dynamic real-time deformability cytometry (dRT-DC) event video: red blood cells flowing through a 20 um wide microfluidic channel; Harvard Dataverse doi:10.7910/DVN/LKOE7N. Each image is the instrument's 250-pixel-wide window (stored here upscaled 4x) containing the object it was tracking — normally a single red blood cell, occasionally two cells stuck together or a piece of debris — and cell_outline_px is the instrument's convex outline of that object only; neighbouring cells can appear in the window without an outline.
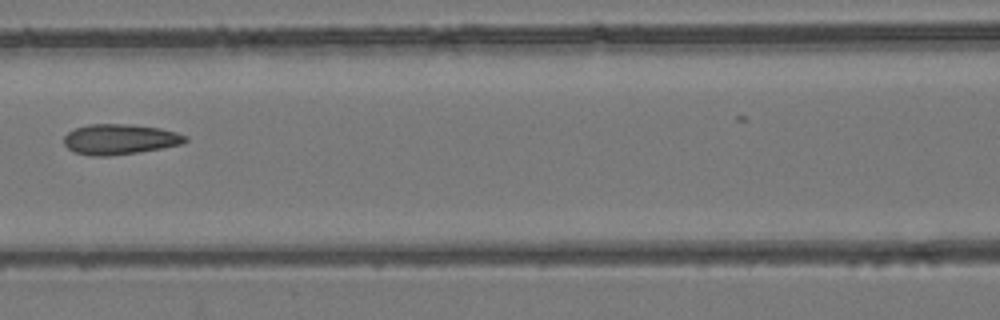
{"species": "common noctule bat (a hibernating species)", "species_latin": "Nyctalus noctula", "temperature_condition": "room temperature", "stored_images_in_passage": 6, "camera_frame_rate_fps": 3000, "um_per_image_px": 0.085, "animal": {"sex": "female", "body_mass_g": 24.6, "forearm_length_mm": 56.2}, "frame": {"image": 1, "passage_image": 4, "time_ms": 3.333, "image_size_px": [1000, 320], "cell_outline_px": [[188, 140], [184, 144], [136, 152], [108, 156], [92, 156], [76, 152], [68, 148], [64, 144], [64, 136], [68, 132], [76, 128], [88, 124], [128, 124], [160, 128], [176, 132], [188, 136]], "centroid_in_image_um": [10.2, 11.83], "position_along_channel_um": 156.4, "area_um2": 21.39}}
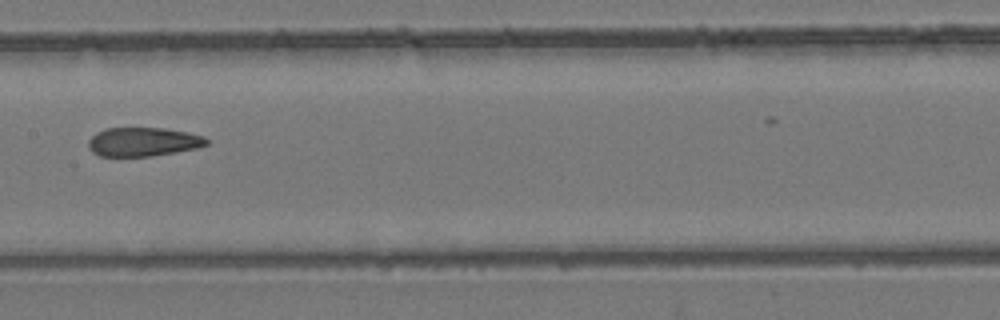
{"frame": {"image": 2, "passage_image": 5, "time_ms": 4.333, "image_size_px": [1000, 320], "cell_outline_px": [[208, 144], [196, 148], [176, 152], [152, 156], [100, 156], [92, 152], [88, 148], [88, 140], [96, 132], [104, 128], [164, 128], [188, 132], [204, 136], [208, 140]], "centroid_in_image_um": [12.15, 12.05], "position_along_channel_um": 195.3, "area_um2": 20.0}}